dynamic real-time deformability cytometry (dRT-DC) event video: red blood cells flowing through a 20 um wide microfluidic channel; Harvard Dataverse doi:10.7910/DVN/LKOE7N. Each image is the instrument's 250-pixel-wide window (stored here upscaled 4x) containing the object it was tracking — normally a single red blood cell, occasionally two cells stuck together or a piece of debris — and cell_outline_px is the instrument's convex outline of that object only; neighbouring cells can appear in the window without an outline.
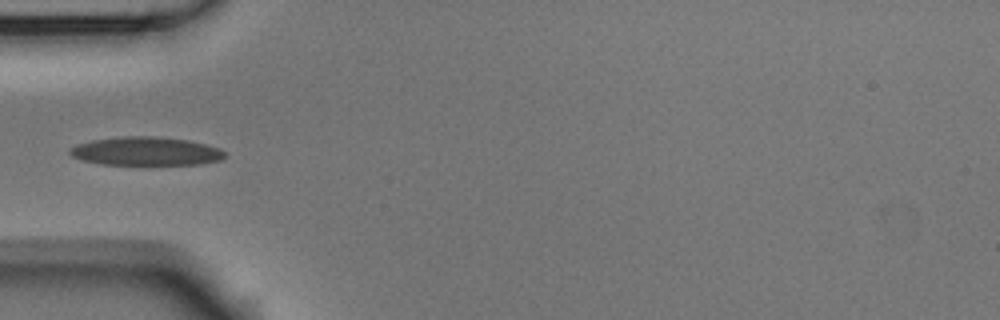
{"species": "Egyptian fruit bat (a non-hibernating species)", "species_latin": "Rousettus aegyptiacus", "temperature_condition": "room temperature", "stored_images_in_passage": 4, "camera_frame_rate_fps": 3000, "um_per_image_px": 0.085, "animal": {"sex": "male"}, "frame": {"image": 1, "passage_image": 4, "time_ms": 1.0, "image_size_px": [1000, 320], "cell_outline_px": [[224, 156], [220, 160], [196, 164], [104, 164], [84, 160], [72, 156], [68, 152], [68, 148], [76, 144], [92, 140], [120, 136], [152, 136], [188, 140], [220, 148], [224, 152]], "centroid_in_image_um": [12.36, 12.84], "position_along_channel_um": 72.6, "area_um2": 25.49}}